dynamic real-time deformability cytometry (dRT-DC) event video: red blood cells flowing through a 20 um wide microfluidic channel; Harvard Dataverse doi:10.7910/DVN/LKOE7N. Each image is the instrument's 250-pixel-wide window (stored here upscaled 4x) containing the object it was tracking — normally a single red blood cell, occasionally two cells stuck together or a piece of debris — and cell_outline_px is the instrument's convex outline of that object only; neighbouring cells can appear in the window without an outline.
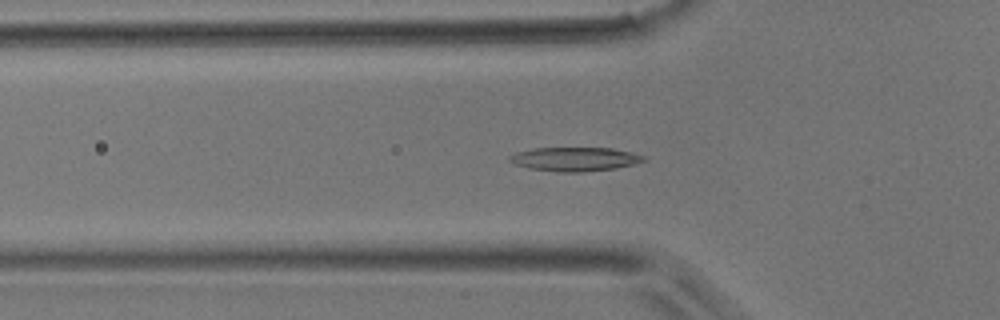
{"species": "common noctule bat (a hibernating species)", "species_latin": "Nyctalus noctula", "temperature_condition": "room temperature", "stored_images_in_passage": 48, "segment_of_instrument_passage": [1, 2], "camera_frame_rate_fps": 3000, "um_per_image_px": 0.085, "animal": {"sex": "male", "body_mass_g": 17.9}, "frame": {"image": 1, "passage_image": 16, "time_ms": 5.0, "image_size_px": [1000, 320], "cell_outline_px": [[648, 160], [616, 168], [584, 172], [560, 172], [528, 168], [516, 164], [508, 160], [508, 156], [516, 152], [532, 148], [612, 148], [632, 152], [644, 156]], "centroid_in_image_um": [48.86, 13.52], "position_along_channel_um": 76.9, "area_um2": 18.73}}
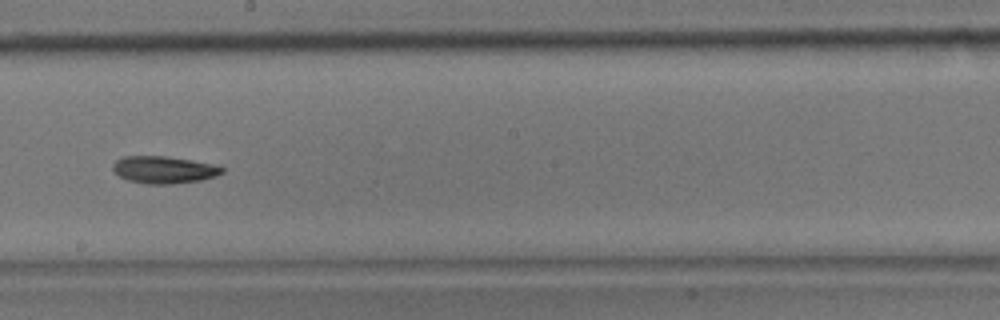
{"frame": {"image": 2, "passage_image": 27, "time_ms": 8.667, "image_size_px": [1000, 320], "cell_outline_px": [[224, 172], [216, 176], [200, 180], [172, 184], [148, 184], [128, 180], [120, 176], [112, 168], [112, 164], [116, 160], [124, 156], [164, 156], [220, 164], [224, 168]], "centroid_in_image_um": [13.98, 14.42], "position_along_channel_um": 234.2, "area_um2": 17.46}}
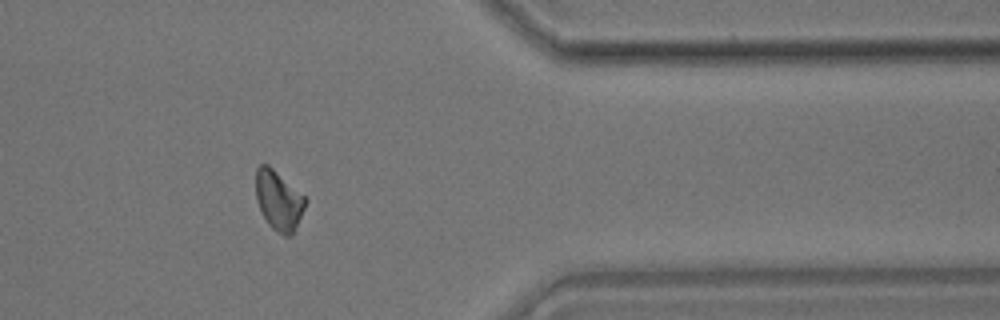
{"frame": {"image": 3, "passage_image": 39, "time_ms": 12.667, "image_size_px": [1000, 320], "cell_outline_px": [[308, 200], [292, 236], [284, 236], [276, 232], [268, 224], [256, 200], [256, 168], [260, 164], [268, 164], [304, 196]], "centroid_in_image_um": [23.68, 17.05], "position_along_channel_um": 387.7, "area_um2": 17.11}}